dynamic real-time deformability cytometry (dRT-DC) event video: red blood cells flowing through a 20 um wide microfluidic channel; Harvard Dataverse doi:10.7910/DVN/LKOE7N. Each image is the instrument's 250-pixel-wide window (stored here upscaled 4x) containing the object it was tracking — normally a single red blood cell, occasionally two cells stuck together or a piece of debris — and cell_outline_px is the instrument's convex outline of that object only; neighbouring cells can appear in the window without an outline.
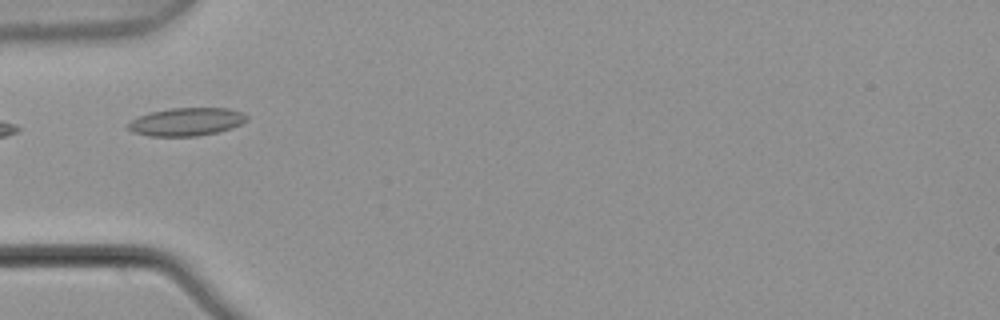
{"species": "common noctule bat (a hibernating species)", "species_latin": "Nyctalus noctula", "temperature_condition": "warm", "stored_images_in_passage": 2, "camera_frame_rate_fps": 3000, "um_per_image_px": 0.085, "animal": {"sex": "male", "body_mass_g": 21.5, "forearm_length_mm": 52.0}, "frame": {"image": 1, "passage_image": 1, "time_ms": 0.0, "image_size_px": [1000, 320], "cell_outline_px": [[248, 120], [232, 128], [216, 132], [196, 136], [148, 136], [132, 132], [128, 128], [128, 124], [132, 120], [148, 112], [172, 108], [228, 108], [240, 112], [248, 116]], "centroid_in_image_um": [15.84, 10.35], "position_along_channel_um": 69.2, "area_um2": 19.31}}
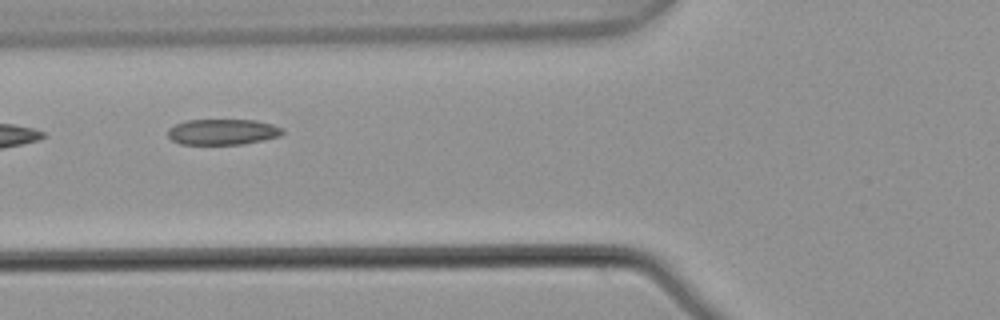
{"frame": {"image": 2, "passage_image": 2, "time_ms": 0.333, "image_size_px": [1000, 320], "cell_outline_px": [[284, 132], [280, 136], [264, 140], [244, 144], [180, 144], [172, 140], [168, 136], [168, 128], [176, 124], [188, 120], [256, 120], [272, 124], [284, 128]], "centroid_in_image_um": [18.95, 11.21], "position_along_channel_um": 106.8, "area_um2": 17.28}}